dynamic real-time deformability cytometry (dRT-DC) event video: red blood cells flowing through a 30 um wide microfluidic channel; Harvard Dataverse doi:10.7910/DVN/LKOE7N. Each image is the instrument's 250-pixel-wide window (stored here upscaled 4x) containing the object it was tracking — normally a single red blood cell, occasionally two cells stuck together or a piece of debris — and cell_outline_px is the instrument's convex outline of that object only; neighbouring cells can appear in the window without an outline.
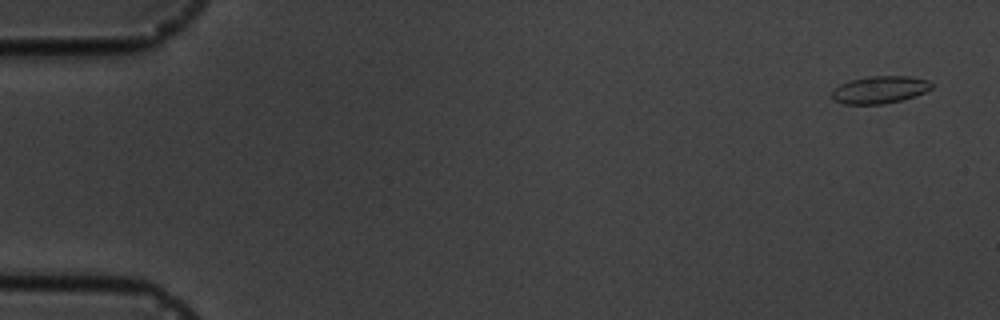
{"species": "common noctule bat (a hibernating species)", "species_latin": "Nyctalus noctula", "temperature_condition": "cold", "stored_images_in_passage": 9, "camera_frame_rate_fps": 3000, "um_per_image_px": 0.085, "animal": {"sex": "male", "body_mass_g": 19.5, "forearm_length_mm": 54.6}, "frame": {"image": 1, "passage_image": 1, "time_ms": 0.0, "image_size_px": [1000, 320], "cell_outline_px": [[932, 88], [916, 96], [904, 100], [884, 104], [844, 104], [832, 100], [832, 92], [840, 84], [848, 80], [868, 76], [908, 76], [928, 80], [932, 84]], "centroid_in_image_um": [74.77, 7.63], "position_along_channel_um": 10.2, "area_um2": 16.07}}
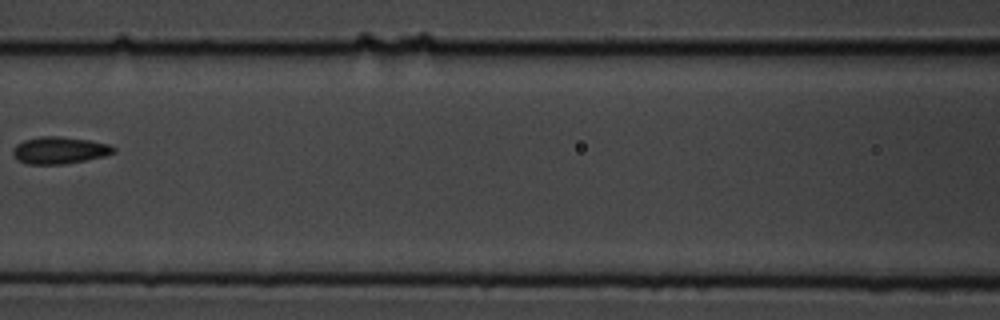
{"frame": {"image": 2, "passage_image": 8, "time_ms": 8.0, "image_size_px": [1000, 320], "cell_outline_px": [[116, 152], [104, 156], [64, 164], [28, 164], [16, 160], [12, 152], [12, 148], [16, 144], [24, 140], [40, 136], [60, 136], [88, 140], [108, 144], [116, 148]], "centroid_in_image_um": [5.02, 12.77], "position_along_channel_um": 161.6, "area_um2": 15.9}}
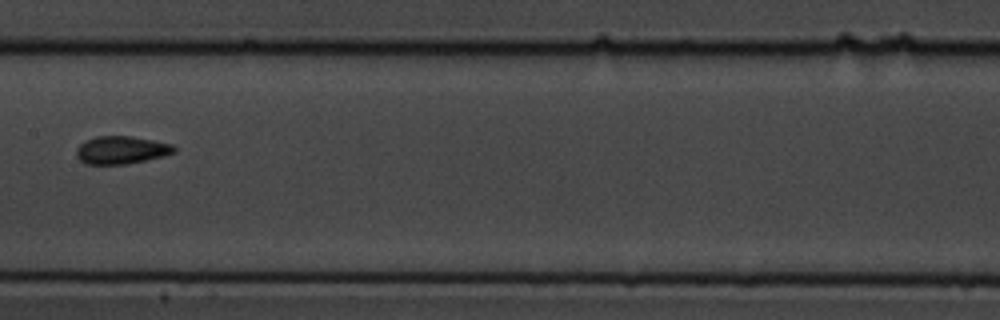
{"frame": {"image": 3, "passage_image": 9, "time_ms": 9.0, "image_size_px": [1000, 320], "cell_outline_px": [[176, 152], [164, 156], [128, 164], [84, 164], [76, 156], [76, 148], [80, 144], [96, 136], [128, 136], [152, 140], [172, 144], [176, 148]], "centroid_in_image_um": [10.31, 12.76], "position_along_channel_um": 197.1, "area_um2": 15.84}}